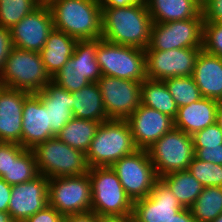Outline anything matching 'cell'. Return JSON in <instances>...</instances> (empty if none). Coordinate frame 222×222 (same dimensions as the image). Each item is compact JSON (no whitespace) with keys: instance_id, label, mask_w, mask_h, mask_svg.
<instances>
[{"instance_id":"cell-1","label":"cell","mask_w":222,"mask_h":222,"mask_svg":"<svg viewBox=\"0 0 222 222\" xmlns=\"http://www.w3.org/2000/svg\"><path fill=\"white\" fill-rule=\"evenodd\" d=\"M102 9V39L145 50L150 42L152 17L146 2Z\"/></svg>"},{"instance_id":"cell-2","label":"cell","mask_w":222,"mask_h":222,"mask_svg":"<svg viewBox=\"0 0 222 222\" xmlns=\"http://www.w3.org/2000/svg\"><path fill=\"white\" fill-rule=\"evenodd\" d=\"M49 7L55 29L77 40L102 38L100 0H58Z\"/></svg>"},{"instance_id":"cell-14","label":"cell","mask_w":222,"mask_h":222,"mask_svg":"<svg viewBox=\"0 0 222 222\" xmlns=\"http://www.w3.org/2000/svg\"><path fill=\"white\" fill-rule=\"evenodd\" d=\"M97 83L109 119L126 120L141 104L142 82L102 75Z\"/></svg>"},{"instance_id":"cell-23","label":"cell","mask_w":222,"mask_h":222,"mask_svg":"<svg viewBox=\"0 0 222 222\" xmlns=\"http://www.w3.org/2000/svg\"><path fill=\"white\" fill-rule=\"evenodd\" d=\"M192 77L202 97L222 100V58L201 50Z\"/></svg>"},{"instance_id":"cell-34","label":"cell","mask_w":222,"mask_h":222,"mask_svg":"<svg viewBox=\"0 0 222 222\" xmlns=\"http://www.w3.org/2000/svg\"><path fill=\"white\" fill-rule=\"evenodd\" d=\"M188 170L204 187H222V165L194 157Z\"/></svg>"},{"instance_id":"cell-48","label":"cell","mask_w":222,"mask_h":222,"mask_svg":"<svg viewBox=\"0 0 222 222\" xmlns=\"http://www.w3.org/2000/svg\"><path fill=\"white\" fill-rule=\"evenodd\" d=\"M0 222H14L8 212L0 211Z\"/></svg>"},{"instance_id":"cell-20","label":"cell","mask_w":222,"mask_h":222,"mask_svg":"<svg viewBox=\"0 0 222 222\" xmlns=\"http://www.w3.org/2000/svg\"><path fill=\"white\" fill-rule=\"evenodd\" d=\"M31 93L0 86V142L21 145L22 111Z\"/></svg>"},{"instance_id":"cell-11","label":"cell","mask_w":222,"mask_h":222,"mask_svg":"<svg viewBox=\"0 0 222 222\" xmlns=\"http://www.w3.org/2000/svg\"><path fill=\"white\" fill-rule=\"evenodd\" d=\"M89 174L49 179L48 205L63 216L91 211Z\"/></svg>"},{"instance_id":"cell-33","label":"cell","mask_w":222,"mask_h":222,"mask_svg":"<svg viewBox=\"0 0 222 222\" xmlns=\"http://www.w3.org/2000/svg\"><path fill=\"white\" fill-rule=\"evenodd\" d=\"M39 6L38 0H0V26L11 29Z\"/></svg>"},{"instance_id":"cell-35","label":"cell","mask_w":222,"mask_h":222,"mask_svg":"<svg viewBox=\"0 0 222 222\" xmlns=\"http://www.w3.org/2000/svg\"><path fill=\"white\" fill-rule=\"evenodd\" d=\"M202 49L222 58V22L203 23Z\"/></svg>"},{"instance_id":"cell-12","label":"cell","mask_w":222,"mask_h":222,"mask_svg":"<svg viewBox=\"0 0 222 222\" xmlns=\"http://www.w3.org/2000/svg\"><path fill=\"white\" fill-rule=\"evenodd\" d=\"M202 37L203 17L200 12L187 20L153 23L148 47L162 51L202 47Z\"/></svg>"},{"instance_id":"cell-43","label":"cell","mask_w":222,"mask_h":222,"mask_svg":"<svg viewBox=\"0 0 222 222\" xmlns=\"http://www.w3.org/2000/svg\"><path fill=\"white\" fill-rule=\"evenodd\" d=\"M64 222H101V217L93 211L64 216Z\"/></svg>"},{"instance_id":"cell-39","label":"cell","mask_w":222,"mask_h":222,"mask_svg":"<svg viewBox=\"0 0 222 222\" xmlns=\"http://www.w3.org/2000/svg\"><path fill=\"white\" fill-rule=\"evenodd\" d=\"M194 157L212 162L214 164L222 165V144L218 146H206L204 148H194Z\"/></svg>"},{"instance_id":"cell-37","label":"cell","mask_w":222,"mask_h":222,"mask_svg":"<svg viewBox=\"0 0 222 222\" xmlns=\"http://www.w3.org/2000/svg\"><path fill=\"white\" fill-rule=\"evenodd\" d=\"M25 150L18 143L0 142V178L8 172L12 158H18Z\"/></svg>"},{"instance_id":"cell-18","label":"cell","mask_w":222,"mask_h":222,"mask_svg":"<svg viewBox=\"0 0 222 222\" xmlns=\"http://www.w3.org/2000/svg\"><path fill=\"white\" fill-rule=\"evenodd\" d=\"M130 125L133 141L138 149H146L174 127V120L140 104L126 119Z\"/></svg>"},{"instance_id":"cell-40","label":"cell","mask_w":222,"mask_h":222,"mask_svg":"<svg viewBox=\"0 0 222 222\" xmlns=\"http://www.w3.org/2000/svg\"><path fill=\"white\" fill-rule=\"evenodd\" d=\"M25 222H64V216L47 205L43 210L30 216Z\"/></svg>"},{"instance_id":"cell-36","label":"cell","mask_w":222,"mask_h":222,"mask_svg":"<svg viewBox=\"0 0 222 222\" xmlns=\"http://www.w3.org/2000/svg\"><path fill=\"white\" fill-rule=\"evenodd\" d=\"M194 148H204L206 146H218L222 144V130L217 123L192 135Z\"/></svg>"},{"instance_id":"cell-5","label":"cell","mask_w":222,"mask_h":222,"mask_svg":"<svg viewBox=\"0 0 222 222\" xmlns=\"http://www.w3.org/2000/svg\"><path fill=\"white\" fill-rule=\"evenodd\" d=\"M32 150L39 174L48 179L80 176L89 172L86 154L56 136L37 144Z\"/></svg>"},{"instance_id":"cell-30","label":"cell","mask_w":222,"mask_h":222,"mask_svg":"<svg viewBox=\"0 0 222 222\" xmlns=\"http://www.w3.org/2000/svg\"><path fill=\"white\" fill-rule=\"evenodd\" d=\"M189 209L197 222H212L222 213V187H204Z\"/></svg>"},{"instance_id":"cell-6","label":"cell","mask_w":222,"mask_h":222,"mask_svg":"<svg viewBox=\"0 0 222 222\" xmlns=\"http://www.w3.org/2000/svg\"><path fill=\"white\" fill-rule=\"evenodd\" d=\"M88 174L92 190L91 211L100 217L132 214L134 202L111 166L90 168Z\"/></svg>"},{"instance_id":"cell-24","label":"cell","mask_w":222,"mask_h":222,"mask_svg":"<svg viewBox=\"0 0 222 222\" xmlns=\"http://www.w3.org/2000/svg\"><path fill=\"white\" fill-rule=\"evenodd\" d=\"M77 41L74 37L55 28L50 32L40 54L43 65L51 77L72 57Z\"/></svg>"},{"instance_id":"cell-50","label":"cell","mask_w":222,"mask_h":222,"mask_svg":"<svg viewBox=\"0 0 222 222\" xmlns=\"http://www.w3.org/2000/svg\"><path fill=\"white\" fill-rule=\"evenodd\" d=\"M212 222H222V213L216 217Z\"/></svg>"},{"instance_id":"cell-21","label":"cell","mask_w":222,"mask_h":222,"mask_svg":"<svg viewBox=\"0 0 222 222\" xmlns=\"http://www.w3.org/2000/svg\"><path fill=\"white\" fill-rule=\"evenodd\" d=\"M35 94L48 109L51 133L56 136L73 118L72 93L51 80L40 92Z\"/></svg>"},{"instance_id":"cell-29","label":"cell","mask_w":222,"mask_h":222,"mask_svg":"<svg viewBox=\"0 0 222 222\" xmlns=\"http://www.w3.org/2000/svg\"><path fill=\"white\" fill-rule=\"evenodd\" d=\"M141 104L154 108L173 120L177 115L178 107L164 81L146 78L141 84Z\"/></svg>"},{"instance_id":"cell-16","label":"cell","mask_w":222,"mask_h":222,"mask_svg":"<svg viewBox=\"0 0 222 222\" xmlns=\"http://www.w3.org/2000/svg\"><path fill=\"white\" fill-rule=\"evenodd\" d=\"M49 179L38 175L31 181L12 186L8 213L14 222H25L48 205Z\"/></svg>"},{"instance_id":"cell-47","label":"cell","mask_w":222,"mask_h":222,"mask_svg":"<svg viewBox=\"0 0 222 222\" xmlns=\"http://www.w3.org/2000/svg\"><path fill=\"white\" fill-rule=\"evenodd\" d=\"M216 123L222 130V100L218 101Z\"/></svg>"},{"instance_id":"cell-15","label":"cell","mask_w":222,"mask_h":222,"mask_svg":"<svg viewBox=\"0 0 222 222\" xmlns=\"http://www.w3.org/2000/svg\"><path fill=\"white\" fill-rule=\"evenodd\" d=\"M53 29L50 7L40 5L10 29L13 47L40 53Z\"/></svg>"},{"instance_id":"cell-42","label":"cell","mask_w":222,"mask_h":222,"mask_svg":"<svg viewBox=\"0 0 222 222\" xmlns=\"http://www.w3.org/2000/svg\"><path fill=\"white\" fill-rule=\"evenodd\" d=\"M12 186L0 178V211L8 212Z\"/></svg>"},{"instance_id":"cell-38","label":"cell","mask_w":222,"mask_h":222,"mask_svg":"<svg viewBox=\"0 0 222 222\" xmlns=\"http://www.w3.org/2000/svg\"><path fill=\"white\" fill-rule=\"evenodd\" d=\"M203 23L222 22V0H205L201 4Z\"/></svg>"},{"instance_id":"cell-41","label":"cell","mask_w":222,"mask_h":222,"mask_svg":"<svg viewBox=\"0 0 222 222\" xmlns=\"http://www.w3.org/2000/svg\"><path fill=\"white\" fill-rule=\"evenodd\" d=\"M13 48L10 29L0 26V73Z\"/></svg>"},{"instance_id":"cell-31","label":"cell","mask_w":222,"mask_h":222,"mask_svg":"<svg viewBox=\"0 0 222 222\" xmlns=\"http://www.w3.org/2000/svg\"><path fill=\"white\" fill-rule=\"evenodd\" d=\"M39 174L32 149H26L18 158H12L8 172L1 177L11 186L28 182Z\"/></svg>"},{"instance_id":"cell-22","label":"cell","mask_w":222,"mask_h":222,"mask_svg":"<svg viewBox=\"0 0 222 222\" xmlns=\"http://www.w3.org/2000/svg\"><path fill=\"white\" fill-rule=\"evenodd\" d=\"M218 100L202 97L189 105L178 107L174 127L188 135L216 123Z\"/></svg>"},{"instance_id":"cell-25","label":"cell","mask_w":222,"mask_h":222,"mask_svg":"<svg viewBox=\"0 0 222 222\" xmlns=\"http://www.w3.org/2000/svg\"><path fill=\"white\" fill-rule=\"evenodd\" d=\"M153 23L187 20L201 12L198 0H145Z\"/></svg>"},{"instance_id":"cell-10","label":"cell","mask_w":222,"mask_h":222,"mask_svg":"<svg viewBox=\"0 0 222 222\" xmlns=\"http://www.w3.org/2000/svg\"><path fill=\"white\" fill-rule=\"evenodd\" d=\"M111 168L133 202L147 197L159 179L146 149L120 158Z\"/></svg>"},{"instance_id":"cell-9","label":"cell","mask_w":222,"mask_h":222,"mask_svg":"<svg viewBox=\"0 0 222 222\" xmlns=\"http://www.w3.org/2000/svg\"><path fill=\"white\" fill-rule=\"evenodd\" d=\"M97 39L78 40L72 57L52 77V81L73 93L102 77L96 57Z\"/></svg>"},{"instance_id":"cell-8","label":"cell","mask_w":222,"mask_h":222,"mask_svg":"<svg viewBox=\"0 0 222 222\" xmlns=\"http://www.w3.org/2000/svg\"><path fill=\"white\" fill-rule=\"evenodd\" d=\"M147 151L159 178L174 171L188 170L195 153L192 136L175 127Z\"/></svg>"},{"instance_id":"cell-13","label":"cell","mask_w":222,"mask_h":222,"mask_svg":"<svg viewBox=\"0 0 222 222\" xmlns=\"http://www.w3.org/2000/svg\"><path fill=\"white\" fill-rule=\"evenodd\" d=\"M202 47L167 51L145 49L146 78L164 81L168 78L192 76Z\"/></svg>"},{"instance_id":"cell-4","label":"cell","mask_w":222,"mask_h":222,"mask_svg":"<svg viewBox=\"0 0 222 222\" xmlns=\"http://www.w3.org/2000/svg\"><path fill=\"white\" fill-rule=\"evenodd\" d=\"M51 80L40 53L15 47L0 73V86L29 93L40 92Z\"/></svg>"},{"instance_id":"cell-26","label":"cell","mask_w":222,"mask_h":222,"mask_svg":"<svg viewBox=\"0 0 222 222\" xmlns=\"http://www.w3.org/2000/svg\"><path fill=\"white\" fill-rule=\"evenodd\" d=\"M73 117L105 122L110 120L103 105L101 91L97 82L90 83L72 93Z\"/></svg>"},{"instance_id":"cell-49","label":"cell","mask_w":222,"mask_h":222,"mask_svg":"<svg viewBox=\"0 0 222 222\" xmlns=\"http://www.w3.org/2000/svg\"><path fill=\"white\" fill-rule=\"evenodd\" d=\"M39 1V5H43V6H50L52 5L54 2L58 1V0H38Z\"/></svg>"},{"instance_id":"cell-19","label":"cell","mask_w":222,"mask_h":222,"mask_svg":"<svg viewBox=\"0 0 222 222\" xmlns=\"http://www.w3.org/2000/svg\"><path fill=\"white\" fill-rule=\"evenodd\" d=\"M55 137L49 126L48 109L40 98L31 93L24 101L22 111L21 146L33 149L37 144Z\"/></svg>"},{"instance_id":"cell-17","label":"cell","mask_w":222,"mask_h":222,"mask_svg":"<svg viewBox=\"0 0 222 222\" xmlns=\"http://www.w3.org/2000/svg\"><path fill=\"white\" fill-rule=\"evenodd\" d=\"M181 209L170 188L159 178L147 197L134 201L132 215L135 222H171Z\"/></svg>"},{"instance_id":"cell-32","label":"cell","mask_w":222,"mask_h":222,"mask_svg":"<svg viewBox=\"0 0 222 222\" xmlns=\"http://www.w3.org/2000/svg\"><path fill=\"white\" fill-rule=\"evenodd\" d=\"M177 107L196 102L202 98L192 76L173 77L164 80Z\"/></svg>"},{"instance_id":"cell-27","label":"cell","mask_w":222,"mask_h":222,"mask_svg":"<svg viewBox=\"0 0 222 222\" xmlns=\"http://www.w3.org/2000/svg\"><path fill=\"white\" fill-rule=\"evenodd\" d=\"M160 179L170 188L183 208H190L204 189L189 170L174 171Z\"/></svg>"},{"instance_id":"cell-46","label":"cell","mask_w":222,"mask_h":222,"mask_svg":"<svg viewBox=\"0 0 222 222\" xmlns=\"http://www.w3.org/2000/svg\"><path fill=\"white\" fill-rule=\"evenodd\" d=\"M101 222H135L132 214L124 216H104L101 217Z\"/></svg>"},{"instance_id":"cell-7","label":"cell","mask_w":222,"mask_h":222,"mask_svg":"<svg viewBox=\"0 0 222 222\" xmlns=\"http://www.w3.org/2000/svg\"><path fill=\"white\" fill-rule=\"evenodd\" d=\"M97 63L104 76L136 82L146 79L145 50L97 39Z\"/></svg>"},{"instance_id":"cell-45","label":"cell","mask_w":222,"mask_h":222,"mask_svg":"<svg viewBox=\"0 0 222 222\" xmlns=\"http://www.w3.org/2000/svg\"><path fill=\"white\" fill-rule=\"evenodd\" d=\"M171 222H197V221L192 216V213L189 208H183L173 216Z\"/></svg>"},{"instance_id":"cell-28","label":"cell","mask_w":222,"mask_h":222,"mask_svg":"<svg viewBox=\"0 0 222 222\" xmlns=\"http://www.w3.org/2000/svg\"><path fill=\"white\" fill-rule=\"evenodd\" d=\"M100 122L73 117L56 137L70 147L87 153Z\"/></svg>"},{"instance_id":"cell-44","label":"cell","mask_w":222,"mask_h":222,"mask_svg":"<svg viewBox=\"0 0 222 222\" xmlns=\"http://www.w3.org/2000/svg\"><path fill=\"white\" fill-rule=\"evenodd\" d=\"M139 2H145V0H100V6L101 8L126 7Z\"/></svg>"},{"instance_id":"cell-51","label":"cell","mask_w":222,"mask_h":222,"mask_svg":"<svg viewBox=\"0 0 222 222\" xmlns=\"http://www.w3.org/2000/svg\"><path fill=\"white\" fill-rule=\"evenodd\" d=\"M201 4L205 1V0H198Z\"/></svg>"},{"instance_id":"cell-3","label":"cell","mask_w":222,"mask_h":222,"mask_svg":"<svg viewBox=\"0 0 222 222\" xmlns=\"http://www.w3.org/2000/svg\"><path fill=\"white\" fill-rule=\"evenodd\" d=\"M138 148L133 141L127 120L110 119L101 122L86 153L89 168L112 166L120 158Z\"/></svg>"}]
</instances>
